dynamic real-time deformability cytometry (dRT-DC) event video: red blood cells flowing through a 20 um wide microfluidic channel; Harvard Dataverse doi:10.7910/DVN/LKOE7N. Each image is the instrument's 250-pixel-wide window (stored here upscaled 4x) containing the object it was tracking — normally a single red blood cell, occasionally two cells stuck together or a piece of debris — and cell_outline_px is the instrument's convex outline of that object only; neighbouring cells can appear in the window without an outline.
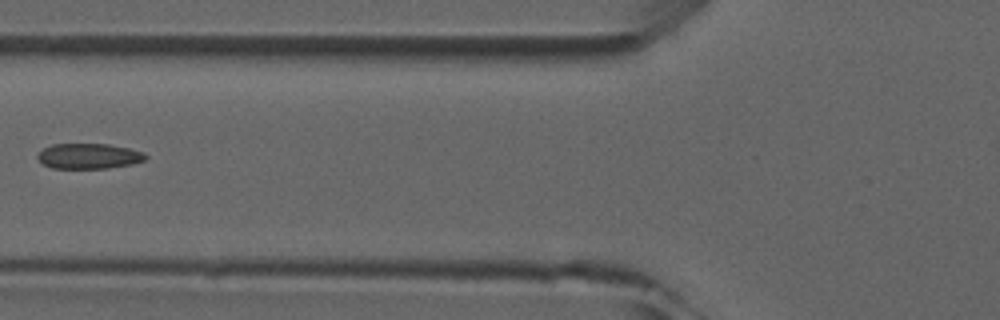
{"species": "common noctule bat (a hibernating species)", "species_latin": "Nyctalus noctula", "temperature_condition": "room temperature", "stored_images_in_passage": 5, "camera_frame_rate_fps": 3000, "um_per_image_px": 0.085, "animal": {"sex": "male", "forearm_length_mm": 52.5}, "frame": {"image": 1, "passage_image": 5, "time_ms": 5.333, "image_size_px": [1000, 320], "cell_outline_px": [[148, 156], [144, 160], [132, 164], [108, 168], [52, 168], [44, 164], [36, 156], [44, 148], [52, 144], [108, 144], [128, 148], [144, 152]], "centroid_in_image_um": [7.57, 13.26], "position_along_channel_um": 118.2, "area_um2": 15.84}}